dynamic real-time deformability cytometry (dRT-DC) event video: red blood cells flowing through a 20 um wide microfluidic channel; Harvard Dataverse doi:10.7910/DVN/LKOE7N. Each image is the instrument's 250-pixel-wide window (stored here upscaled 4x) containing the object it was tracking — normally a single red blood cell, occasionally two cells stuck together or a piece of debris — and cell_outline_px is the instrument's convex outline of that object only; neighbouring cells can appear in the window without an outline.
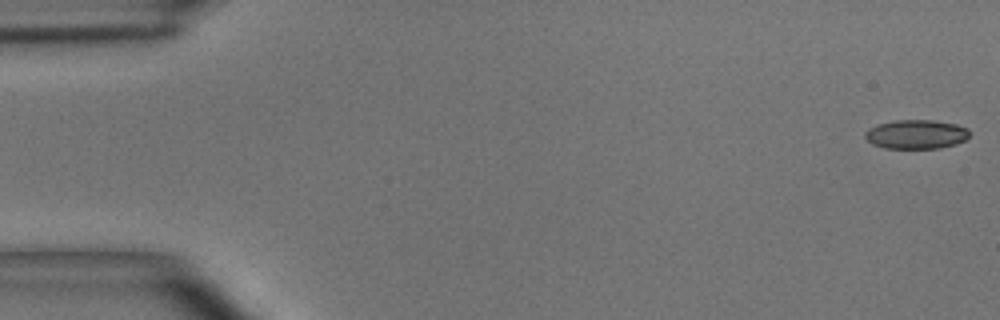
{"species": "common noctule bat (a hibernating species)", "species_latin": "Nyctalus noctula", "temperature_condition": "room temperature", "stored_images_in_passage": 55, "camera_frame_rate_fps": 3000, "um_per_image_px": 0.085, "animal": {"sex": "male", "body_mass_g": 15.6}, "frame": {"image": 1, "passage_image": 1, "time_ms": 0.0, "image_size_px": [1000, 320], "cell_outline_px": [[968, 136], [964, 140], [956, 144], [940, 148], [884, 148], [872, 144], [864, 136], [864, 132], [868, 128], [876, 124], [892, 120], [932, 120], [956, 124], [968, 128]], "centroid_in_image_um": [77.83, 11.41], "position_along_channel_um": 7.2, "area_um2": 17.8}}
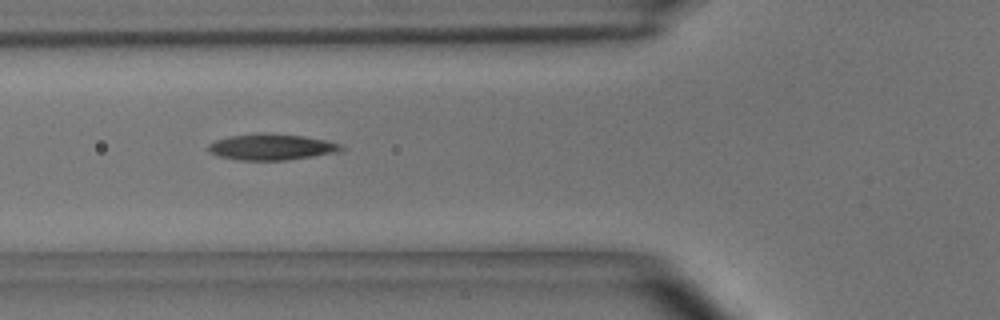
{"frame": {"image": 2, "passage_image": 20, "time_ms": 6.333, "image_size_px": [1000, 320], "cell_outline_px": [[348, 148], [344, 152], [284, 160], [236, 160], [220, 156], [208, 152], [208, 144], [216, 140], [228, 136], [256, 132], [268, 132], [304, 136], [328, 140], [340, 144]], "centroid_in_image_um": [23.14, 12.48], "position_along_channel_um": 102.7, "area_um2": 20.81}}
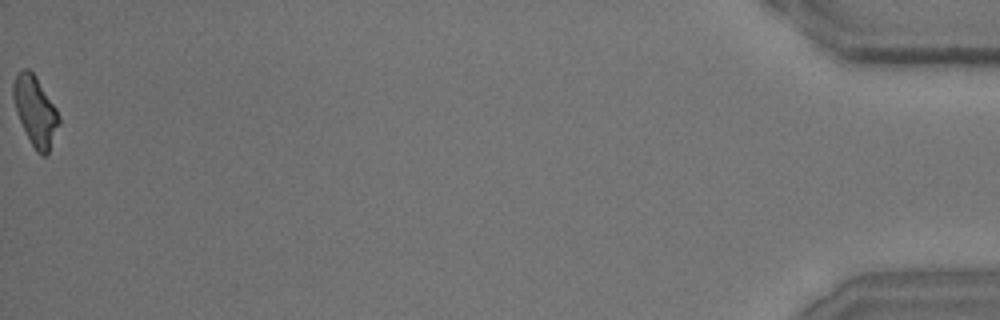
{"frame": {"image": 3, "passage_image": 55, "time_ms": 18.0, "image_size_px": [1000, 320], "cell_outline_px": [[60, 124], [48, 156], [40, 156], [36, 152], [16, 112], [12, 96], [12, 84], [16, 76], [24, 68], [28, 68], [36, 76], [56, 108], [60, 116]], "centroid_in_image_um": [3.02, 9.47], "position_along_channel_um": 432.2, "area_um2": 18.55}, "authors_computed_cell_mechanics": {"area_um2": 19.5364, "velocity_mm_per_s": 3.6571, "shape_relaxation_time_tau1_ms": 8.8189, "shape_relaxation_time_tau2_ms": 2.5032, "deformation_change_tau1": 0.2098, "deformation_change_tau2": 0.1351}}